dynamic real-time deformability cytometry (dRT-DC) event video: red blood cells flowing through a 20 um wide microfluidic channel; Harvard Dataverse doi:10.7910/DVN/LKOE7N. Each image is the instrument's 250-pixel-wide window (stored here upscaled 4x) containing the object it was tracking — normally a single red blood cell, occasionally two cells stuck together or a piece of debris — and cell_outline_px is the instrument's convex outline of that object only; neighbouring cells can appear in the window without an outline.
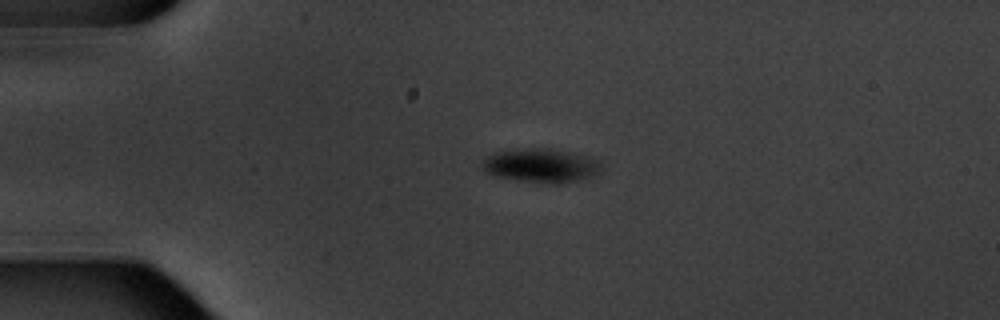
{"species": "common noctule bat (a hibernating species)", "species_latin": "Nyctalus noctula", "temperature_condition": "warm", "stored_images_in_passage": 4, "camera_frame_rate_fps": 3000, "um_per_image_px": 0.085, "animal": {"sex": "male", "body_mass_g": 20.1, "forearm_length_mm": 53.5}, "frame": {"image": 1, "passage_image": 3, "time_ms": 3.333, "image_size_px": [1000, 320], "cell_outline_px": [[604, 168], [596, 176], [580, 180], [560, 184], [544, 184], [516, 180], [492, 176], [480, 164], [480, 160], [496, 152], [516, 148], [552, 148], [588, 156], [600, 160]], "centroid_in_image_um": [46.03, 14.08], "position_along_channel_um": 39.0, "area_um2": 24.33}}